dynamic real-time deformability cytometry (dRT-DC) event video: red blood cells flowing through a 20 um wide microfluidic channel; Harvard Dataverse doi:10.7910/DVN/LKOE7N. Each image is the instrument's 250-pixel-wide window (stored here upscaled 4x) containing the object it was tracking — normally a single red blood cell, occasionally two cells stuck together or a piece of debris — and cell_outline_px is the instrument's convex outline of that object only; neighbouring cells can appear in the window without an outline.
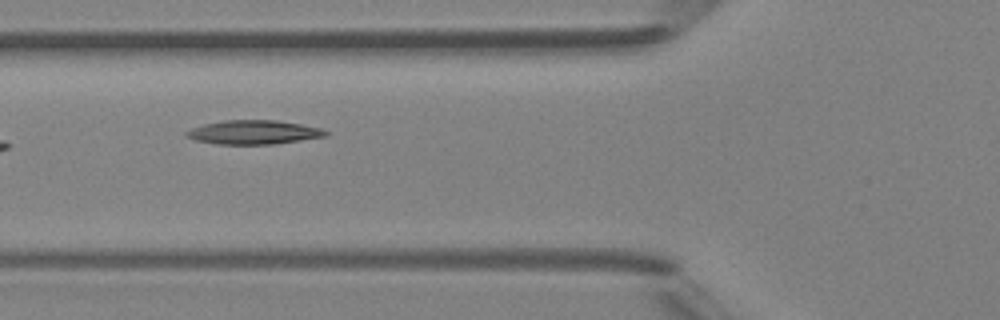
{"species": "Egyptian fruit bat (a non-hibernating species)", "species_latin": "Rousettus aegyptiacus", "temperature_condition": "room temperature", "stored_images_in_passage": 6, "camera_frame_rate_fps": 3000, "um_per_image_px": 0.085, "animal": {"sex": "female"}, "frame": {"image": 1, "passage_image": 6, "time_ms": 6.333, "image_size_px": [1000, 320], "cell_outline_px": [[328, 136], [272, 144], [216, 144], [196, 140], [184, 136], [184, 132], [192, 128], [204, 124], [224, 120], [276, 120], [324, 128], [328, 132]], "centroid_in_image_um": [21.56, 11.24], "position_along_channel_um": 104.2, "area_um2": 19.48}}